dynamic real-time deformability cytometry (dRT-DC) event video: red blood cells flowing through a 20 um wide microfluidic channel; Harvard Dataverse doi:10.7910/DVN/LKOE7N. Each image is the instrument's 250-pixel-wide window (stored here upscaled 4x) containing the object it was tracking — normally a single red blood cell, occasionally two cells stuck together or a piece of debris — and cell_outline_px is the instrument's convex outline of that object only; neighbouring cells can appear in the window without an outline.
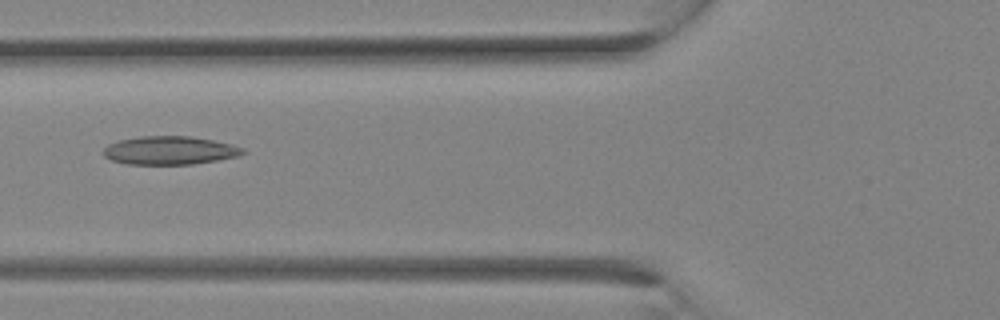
{"species": "Egyptian fruit bat (a non-hibernating species)", "species_latin": "Rousettus aegyptiacus", "temperature_condition": "room temperature", "stored_images_in_passage": 12, "camera_frame_rate_fps": 3000, "um_per_image_px": 0.085, "animal": {"sex": "female"}, "frame": {"image": 1, "passage_image": 9, "time_ms": 2.667, "image_size_px": [1000, 320], "cell_outline_px": [[248, 152], [240, 156], [192, 164], [128, 164], [112, 160], [104, 156], [104, 148], [108, 144], [120, 140], [140, 136], [192, 136], [232, 144], [244, 148]], "centroid_in_image_um": [14.47, 12.78], "position_along_channel_um": 111.3, "area_um2": 23.06}}
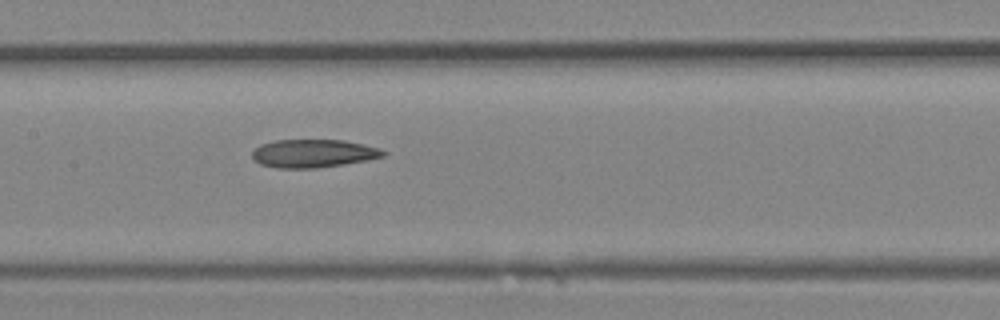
{"frame": {"image": 2, "passage_image": 12, "time_ms": 3.667, "image_size_px": [1000, 320], "cell_outline_px": [[388, 152], [384, 156], [368, 160], [344, 164], [316, 168], [276, 168], [260, 164], [252, 160], [252, 152], [260, 144], [276, 140], [344, 140], [380, 148]], "centroid_in_image_um": [26.62, 13.04], "position_along_channel_um": 180.8, "area_um2": 21.62}}